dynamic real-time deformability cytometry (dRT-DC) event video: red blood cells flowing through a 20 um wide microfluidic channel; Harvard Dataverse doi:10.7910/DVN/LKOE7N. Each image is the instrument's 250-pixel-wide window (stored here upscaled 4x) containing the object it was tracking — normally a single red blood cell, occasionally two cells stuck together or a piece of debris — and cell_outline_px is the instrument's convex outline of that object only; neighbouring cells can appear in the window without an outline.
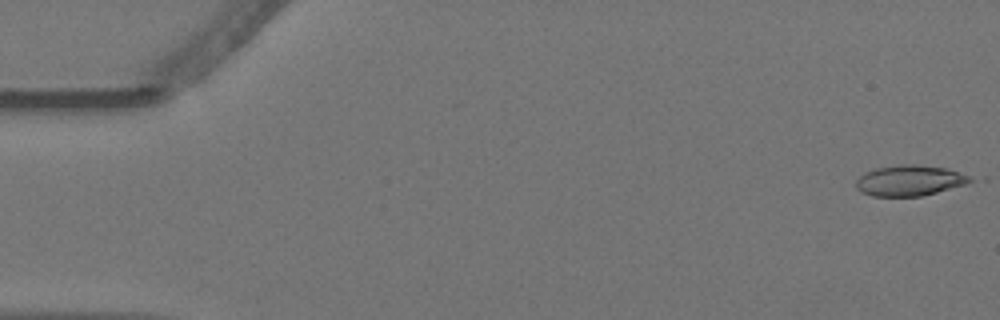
{"species": "Egyptian fruit bat (a non-hibernating species)", "species_latin": "Rousettus aegyptiacus", "temperature_condition": "warm", "stored_images_in_passage": 56, "camera_frame_rate_fps": 3000, "um_per_image_px": 0.085, "animal": {"sex": "female"}, "frame": {"image": 1, "passage_image": 1, "time_ms": 0.0, "image_size_px": [1000, 320], "cell_outline_px": [[972, 180], [964, 184], [936, 192], [920, 196], [872, 196], [860, 192], [856, 188], [856, 180], [864, 172], [876, 168], [900, 164], [916, 164], [948, 168], [972, 176]], "centroid_in_image_um": [77.28, 15.33], "position_along_channel_um": 7.7, "area_um2": 20.4}}
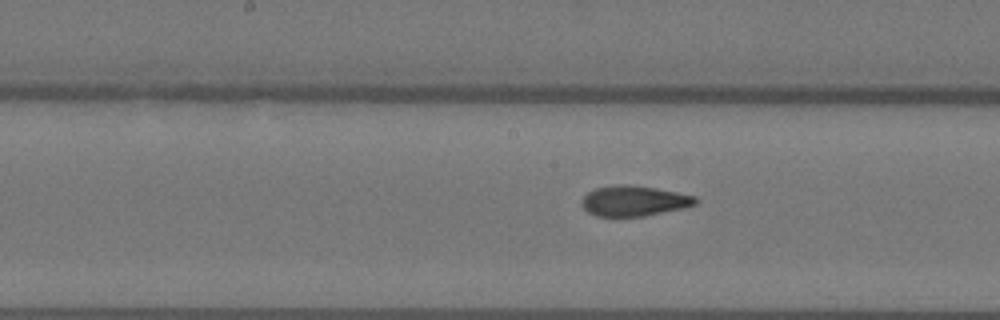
{"frame": {"image": 2, "passage_image": 28, "time_ms": 9.0, "image_size_px": [1000, 320], "cell_outline_px": [[700, 200], [696, 204], [684, 208], [644, 216], [596, 216], [588, 212], [580, 204], [580, 200], [588, 192], [596, 188], [616, 184], [632, 184], [656, 188], [696, 196]], "centroid_in_image_um": [53.89, 17.07], "position_along_channel_um": 194.3, "area_um2": 20.35}}
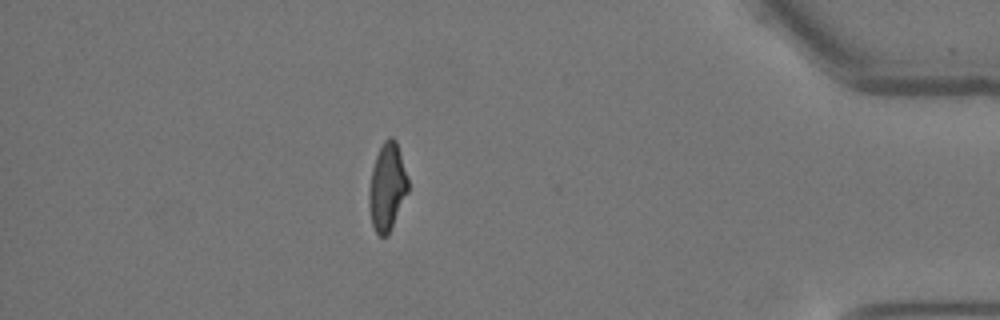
{"frame": {"image": 3, "passage_image": 49, "time_ms": 16.0, "image_size_px": [1000, 320], "cell_outline_px": [[408, 192], [388, 236], [380, 236], [376, 232], [372, 224], [368, 204], [368, 188], [372, 168], [376, 156], [384, 140], [388, 136], [392, 136], [396, 140], [408, 180]], "centroid_in_image_um": [32.89, 15.9], "position_along_channel_um": 402.3, "area_um2": 19.94}, "authors_computed_cell_mechanics": {"area_um2": 20.4034, "velocity_mm_per_s": 3.6043, "shape_relaxation_time_tau1_ms": null, "shape_relaxation_time_tau2_ms": 1.5284, "deformation_change_tau1": null, "deformation_change_tau2": 0.0904}}